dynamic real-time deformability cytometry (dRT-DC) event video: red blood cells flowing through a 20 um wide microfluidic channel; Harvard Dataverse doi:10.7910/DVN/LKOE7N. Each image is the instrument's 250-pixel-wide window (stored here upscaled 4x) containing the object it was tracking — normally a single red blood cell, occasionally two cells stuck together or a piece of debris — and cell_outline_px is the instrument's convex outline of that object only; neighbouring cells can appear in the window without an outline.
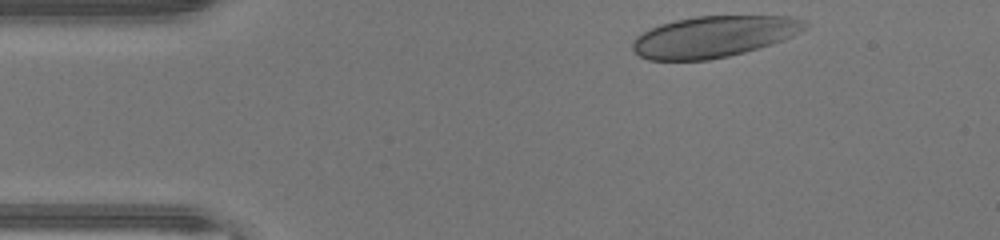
{"species": "human", "species_latin": "Homo sapiens", "temperature_condition": "warm", "stored_images_in_passage": 34, "camera_frame_rate_fps": 3000, "um_per_image_px": 0.085, "donor": {"sex": "male"}, "frame": {"image": 1, "passage_image": 1, "time_ms": 0.0, "image_size_px": [1000, 240], "cell_outline_px": [[808, 28], [792, 36], [772, 44], [744, 52], [728, 56], [708, 60], [648, 60], [640, 56], [632, 48], [632, 44], [636, 36], [660, 24], [676, 20], [696, 16], [792, 16], [804, 20], [808, 24]], "centroid_in_image_um": [60.7, 3.11], "position_along_channel_um": 24.3, "area_um2": 41.38}}
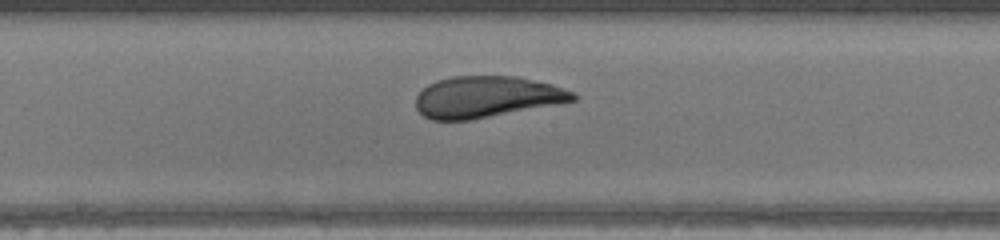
{"frame": {"image": 2, "passage_image": 18, "time_ms": 5.667, "image_size_px": [1000, 240], "cell_outline_px": [[576, 100], [472, 120], [432, 120], [424, 116], [416, 108], [416, 96], [428, 84], [436, 80], [452, 76], [516, 76], [552, 84], [572, 92], [576, 96]], "centroid_in_image_um": [41.32, 8.23], "position_along_channel_um": 206.9, "area_um2": 37.69}}
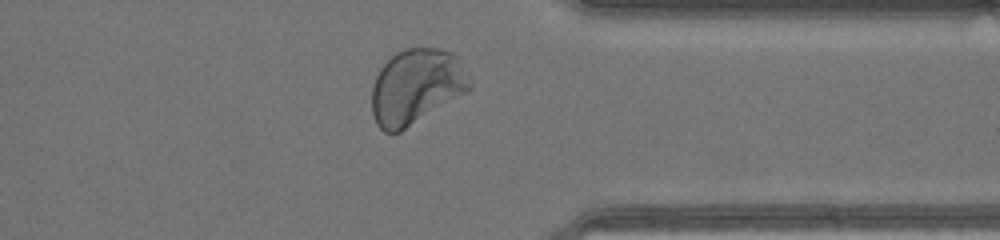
{"frame": {"image": 3, "passage_image": 30, "time_ms": 9.667, "image_size_px": [1000, 240], "cell_outline_px": [[472, 88], [468, 92], [400, 132], [384, 132], [376, 124], [372, 112], [372, 88], [376, 76], [380, 68], [396, 52], [404, 48], [436, 48], [452, 52], [456, 56], [472, 80]], "centroid_in_image_um": [35.4, 7.37], "position_along_channel_um": 376.0, "area_um2": 43.12}, "authors_computed_cell_mechanics": {"area_um2": 39.882, "velocity_mm_per_s": 4.4103, "shape_relaxation_time_tau1_ms": 3.5224, "shape_relaxation_time_tau2_ms": 0.6662, "deformation_change_tau1": 0.1539, "deformation_change_tau2": 0.0398}}